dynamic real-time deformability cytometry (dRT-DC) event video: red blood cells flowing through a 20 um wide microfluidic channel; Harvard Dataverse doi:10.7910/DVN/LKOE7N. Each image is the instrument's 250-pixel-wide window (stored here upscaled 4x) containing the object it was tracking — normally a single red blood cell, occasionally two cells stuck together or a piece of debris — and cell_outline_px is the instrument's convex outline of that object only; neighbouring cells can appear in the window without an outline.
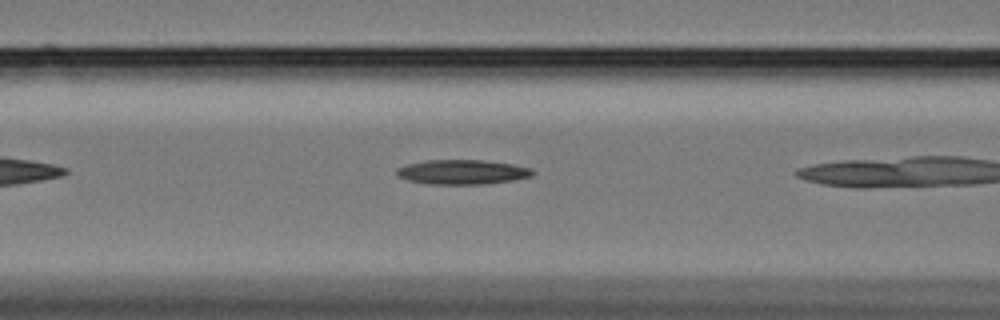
{"species": "Egyptian fruit bat (a non-hibernating species)", "species_latin": "Rousettus aegyptiacus", "temperature_condition": "cold", "stored_images_in_passage": 10, "camera_frame_rate_fps": 3000, "um_per_image_px": 0.085, "animal": {"sex": "female"}, "frame": {"image": 1, "passage_image": 6, "time_ms": 1.667, "image_size_px": [1000, 320], "cell_outline_px": [[536, 172], [532, 176], [512, 180], [484, 184], [428, 184], [408, 180], [400, 176], [396, 172], [396, 168], [408, 164], [428, 160], [484, 160], [512, 164], [532, 168]], "centroid_in_image_um": [39.33, 14.62], "position_along_channel_um": 127.3, "area_um2": 19.42}}